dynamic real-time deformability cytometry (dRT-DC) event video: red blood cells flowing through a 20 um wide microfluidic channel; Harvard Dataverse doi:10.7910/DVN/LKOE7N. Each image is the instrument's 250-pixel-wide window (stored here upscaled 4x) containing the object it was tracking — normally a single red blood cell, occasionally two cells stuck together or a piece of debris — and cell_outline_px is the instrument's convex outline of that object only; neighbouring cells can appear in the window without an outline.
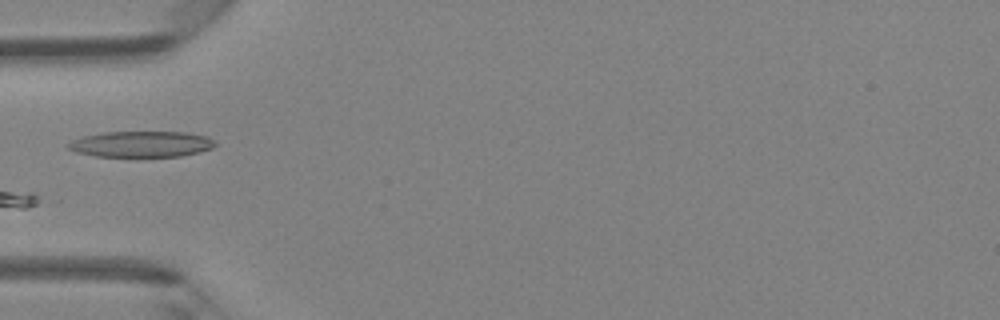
{"species": "Egyptian fruit bat (a non-hibernating species)", "species_latin": "Rousettus aegyptiacus", "temperature_condition": "room temperature", "stored_images_in_passage": 4, "camera_frame_rate_fps": 3000, "um_per_image_px": 0.085, "animal": {"sex": "female"}, "frame": {"image": 1, "passage_image": 4, "time_ms": 1.0, "image_size_px": [1000, 320], "cell_outline_px": [[216, 144], [212, 148], [200, 152], [180, 156], [136, 160], [96, 156], [76, 152], [68, 148], [64, 144], [80, 136], [100, 132], [184, 132], [208, 136], [216, 140]], "centroid_in_image_um": [11.97, 12.29], "position_along_channel_um": 73.0, "area_um2": 23.64}}